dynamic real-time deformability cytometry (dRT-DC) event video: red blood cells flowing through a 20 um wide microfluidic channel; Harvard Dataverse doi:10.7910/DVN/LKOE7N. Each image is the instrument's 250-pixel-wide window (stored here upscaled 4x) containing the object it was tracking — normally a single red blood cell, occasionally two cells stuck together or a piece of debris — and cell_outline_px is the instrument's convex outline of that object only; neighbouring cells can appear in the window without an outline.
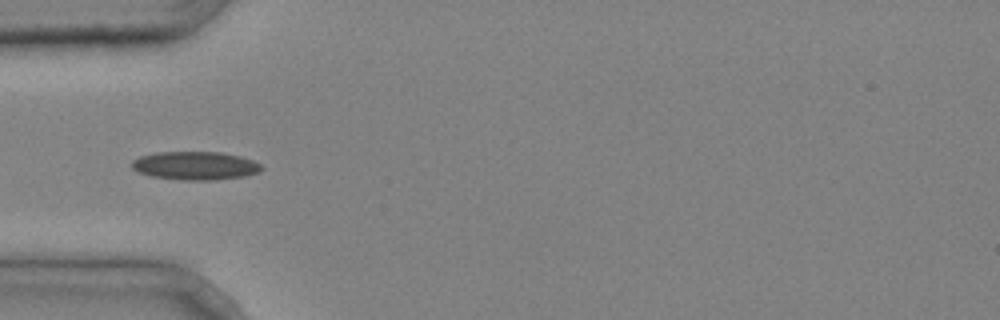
{"species": "common noctule bat (a hibernating species)", "species_latin": "Nyctalus noctula", "temperature_condition": "cold", "stored_images_in_passage": 2, "camera_frame_rate_fps": 3000, "um_per_image_px": 0.085, "animal": {"sex": "male", "body_mass_g": 20.4}, "frame": {"image": 1, "passage_image": 2, "time_ms": 0.333, "image_size_px": [1000, 320], "cell_outline_px": [[264, 168], [260, 172], [244, 176], [216, 180], [180, 180], [152, 176], [136, 172], [132, 168], [132, 160], [140, 156], [156, 152], [220, 152], [240, 156], [252, 160], [260, 164]], "centroid_in_image_um": [16.59, 14.08], "position_along_channel_um": 68.4, "area_um2": 21.56}}